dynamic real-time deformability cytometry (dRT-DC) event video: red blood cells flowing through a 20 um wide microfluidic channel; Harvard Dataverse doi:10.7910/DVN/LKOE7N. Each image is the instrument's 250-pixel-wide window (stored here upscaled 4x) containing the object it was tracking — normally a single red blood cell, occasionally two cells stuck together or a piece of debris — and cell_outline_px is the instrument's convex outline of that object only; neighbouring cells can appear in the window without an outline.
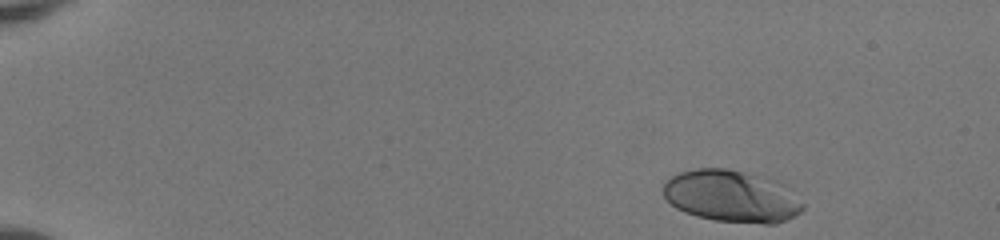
{"species": "human", "species_latin": "Homo sapiens", "temperature_condition": "room temperature", "stored_images_in_passage": 46, "camera_frame_rate_fps": 3000, "um_per_image_px": 0.085, "donor": {"sex": "female"}, "frame": {"image": 1, "passage_image": 1, "time_ms": 0.0, "image_size_px": [1000, 240], "cell_outline_px": [[804, 208], [796, 216], [776, 224], [764, 224], [716, 220], [696, 216], [684, 212], [676, 208], [664, 196], [664, 180], [668, 176], [680, 172], [696, 168], [724, 168], [744, 172], [776, 180], [784, 184], [804, 204]], "centroid_in_image_um": [62.18, 16.68], "position_along_channel_um": 22.8, "area_um2": 42.48}}
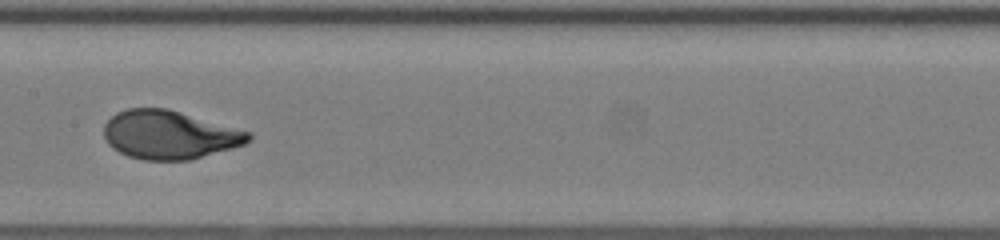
{"frame": {"image": 2, "passage_image": 23, "time_ms": 7.333, "image_size_px": [1000, 240], "cell_outline_px": [[252, 140], [244, 144], [232, 148], [192, 160], [144, 160], [128, 156], [112, 148], [104, 140], [104, 124], [116, 112], [128, 108], [168, 108], [252, 132]], "centroid_in_image_um": [14.41, 11.46], "position_along_channel_um": 193.0, "area_um2": 41.21}}
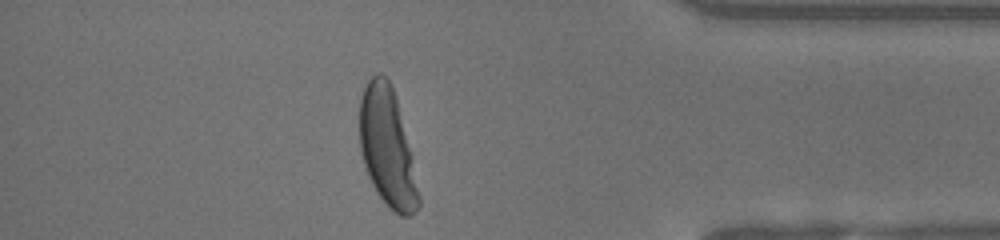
{"frame": {"image": 3, "passage_image": 40, "time_ms": 13.0, "image_size_px": [1000, 240], "cell_outline_px": [[420, 204], [412, 216], [400, 216], [388, 208], [376, 192], [368, 176], [364, 164], [360, 148], [360, 96], [368, 80], [376, 72], [380, 72], [388, 80], [392, 88], [396, 100], [412, 152], [420, 196]], "centroid_in_image_um": [32.93, 12.58], "position_along_channel_um": 402.3, "area_um2": 40.92}, "authors_computed_cell_mechanics": {"area_um2": 40.4022, "velocity_mm_per_s": 4.0903, "shape_relaxation_time_tau1_ms": 3.7155, "shape_relaxation_time_tau2_ms": null, "deformation_change_tau1": 0.229, "deformation_change_tau2": null}}